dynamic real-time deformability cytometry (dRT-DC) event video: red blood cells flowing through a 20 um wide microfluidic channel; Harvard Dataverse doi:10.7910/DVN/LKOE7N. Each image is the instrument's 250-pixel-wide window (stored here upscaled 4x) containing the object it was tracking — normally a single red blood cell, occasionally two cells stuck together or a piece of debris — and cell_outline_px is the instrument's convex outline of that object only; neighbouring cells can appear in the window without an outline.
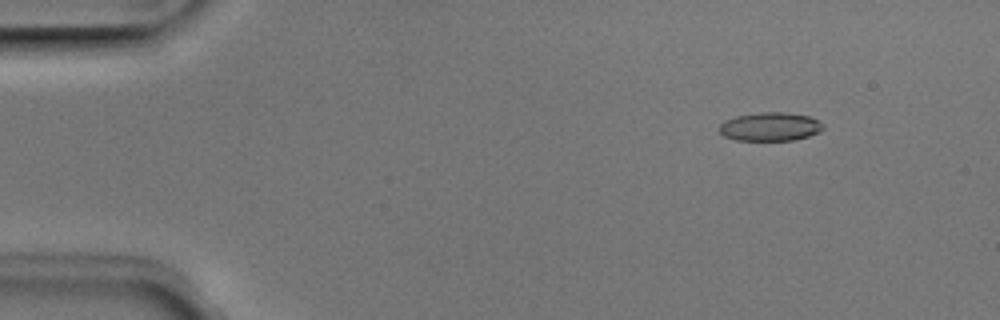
{"species": "Egyptian fruit bat (a non-hibernating species)", "species_latin": "Rousettus aegyptiacus", "temperature_condition": "room temperature", "stored_images_in_passage": 7, "camera_frame_rate_fps": 3000, "um_per_image_px": 0.085, "animal": {"sex": "male"}, "frame": {"image": 1, "passage_image": 2, "time_ms": 0.333, "image_size_px": [1000, 320], "cell_outline_px": [[824, 128], [820, 132], [808, 136], [792, 140], [736, 140], [724, 136], [720, 132], [720, 124], [724, 120], [736, 116], [760, 112], [784, 112], [808, 116], [816, 120]], "centroid_in_image_um": [65.43, 10.76], "position_along_channel_um": 19.6, "area_um2": 17.11}}
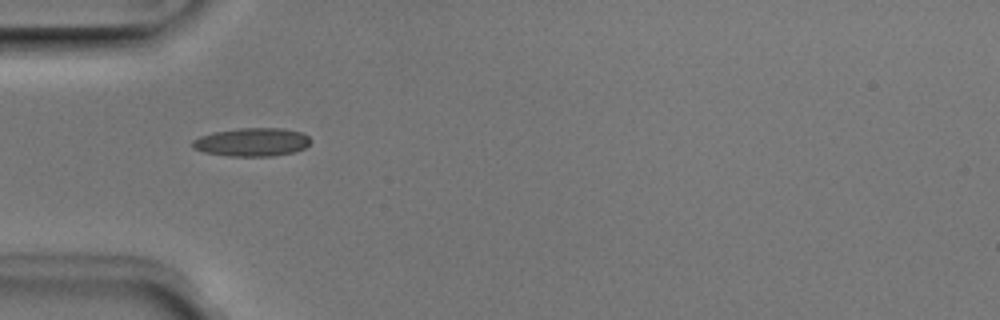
{"frame": {"image": 2, "passage_image": 5, "time_ms": 1.333, "image_size_px": [1000, 320], "cell_outline_px": [[312, 140], [304, 148], [296, 152], [272, 156], [228, 156], [204, 152], [192, 148], [192, 140], [200, 136], [212, 132], [240, 128], [284, 128], [304, 132]], "centroid_in_image_um": [21.44, 12.07], "position_along_channel_um": 63.6, "area_um2": 19.77}}
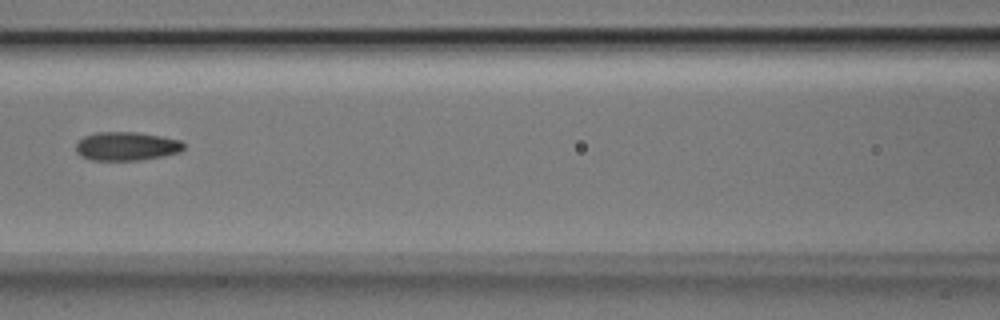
{"frame": {"image": 3, "passage_image": 7, "time_ms": 2.0, "image_size_px": [1000, 320], "cell_outline_px": [[184, 148], [180, 152], [164, 156], [140, 160], [92, 160], [80, 156], [76, 152], [76, 144], [84, 136], [96, 132], [136, 132], [160, 136], [180, 140], [184, 144]], "centroid_in_image_um": [10.75, 12.43], "position_along_channel_um": 155.9, "area_um2": 18.03}}